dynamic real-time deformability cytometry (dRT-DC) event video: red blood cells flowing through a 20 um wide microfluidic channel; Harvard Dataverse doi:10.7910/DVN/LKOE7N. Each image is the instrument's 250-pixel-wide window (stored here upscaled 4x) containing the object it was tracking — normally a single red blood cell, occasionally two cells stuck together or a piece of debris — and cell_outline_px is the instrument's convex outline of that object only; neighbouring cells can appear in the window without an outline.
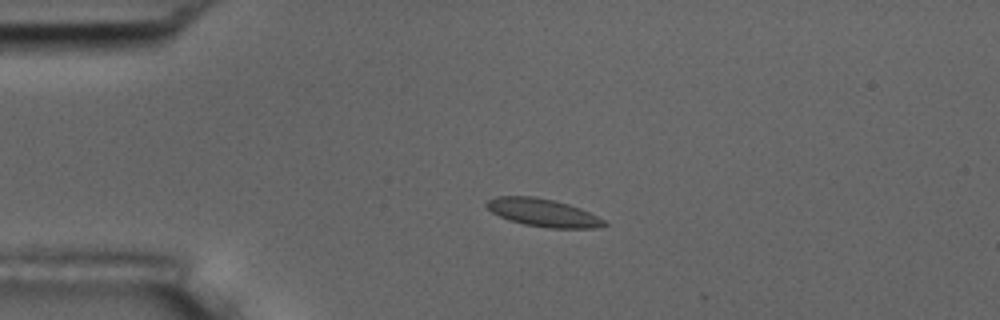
{"species": "common noctule bat (a hibernating species)", "species_latin": "Nyctalus noctula", "temperature_condition": "room temperature", "stored_images_in_passage": 5, "camera_frame_rate_fps": 3000, "um_per_image_px": 0.085, "animal": {"sex": "male", "body_mass_g": 17.5, "forearm_length_mm": 52.3}, "frame": {"image": 1, "passage_image": 4, "time_ms": 4.333, "image_size_px": [1000, 320], "cell_outline_px": [[608, 224], [596, 228], [548, 228], [524, 224], [508, 220], [492, 212], [484, 204], [488, 200], [496, 196], [532, 196], [552, 200], [568, 204], [580, 208], [604, 220]], "centroid_in_image_um": [46.13, 18.08], "position_along_channel_um": 38.9, "area_um2": 18.9}}